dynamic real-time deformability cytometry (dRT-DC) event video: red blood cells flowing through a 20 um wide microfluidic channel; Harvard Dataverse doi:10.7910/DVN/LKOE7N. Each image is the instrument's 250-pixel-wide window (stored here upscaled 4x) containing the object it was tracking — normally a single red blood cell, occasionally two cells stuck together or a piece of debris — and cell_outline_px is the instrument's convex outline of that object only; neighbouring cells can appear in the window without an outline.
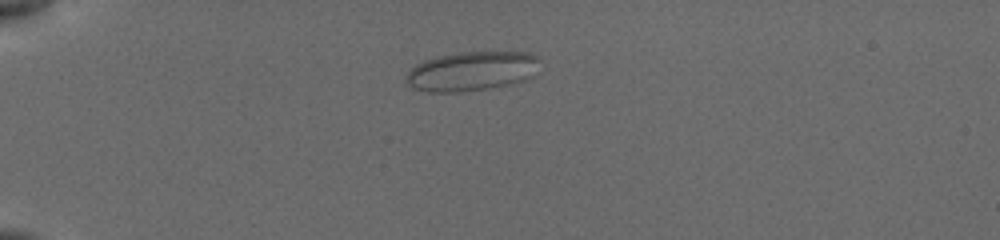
{"species": "common noctule bat (a hibernating species)", "species_latin": "Nyctalus noctula", "temperature_condition": "cold", "stored_images_in_passage": 69, "camera_frame_rate_fps": 3000, "um_per_image_px": 0.085, "animal": {"sex": "female", "body_mass_g": 19.5, "forearm_length_mm": 54.1}, "frame": {"image": 1, "passage_image": 1, "time_ms": 0.0, "image_size_px": [1000, 240], "cell_outline_px": [[532, 60], [524, 76], [516, 80], [484, 88], [452, 92], [428, 92], [416, 88], [408, 84], [408, 72], [412, 68], [428, 60], [440, 56], [460, 52], [520, 52], [532, 56]], "centroid_in_image_um": [39.84, 6.04], "position_along_channel_um": 45.2, "area_um2": 27.92}}
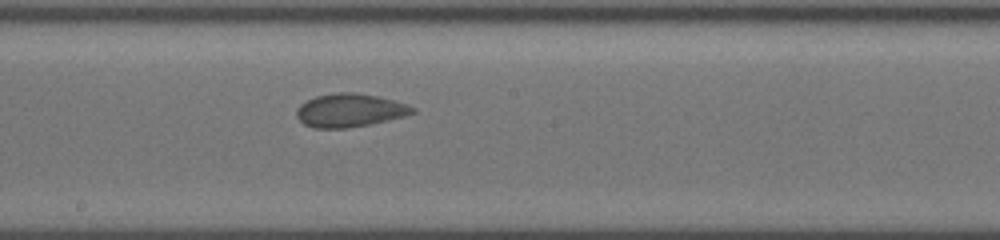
{"frame": {"image": 2, "passage_image": 31, "time_ms": 5.667, "image_size_px": [1000, 240], "cell_outline_px": [[416, 112], [368, 124], [344, 128], [316, 128], [304, 124], [296, 116], [296, 112], [300, 104], [316, 96], [336, 92], [352, 92], [376, 96], [392, 100], [416, 108]], "centroid_in_image_um": [29.67, 9.37], "position_along_channel_um": 218.5, "area_um2": 21.96}}
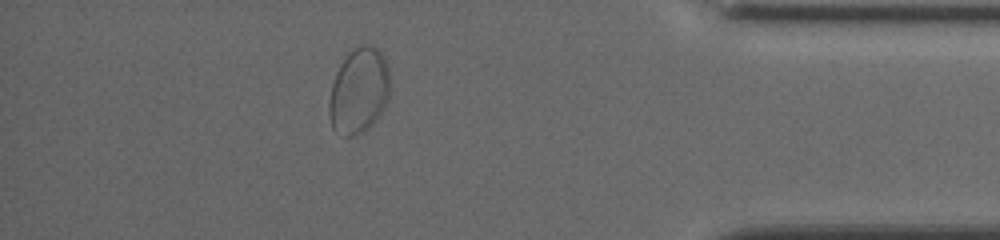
{"frame": {"image": 3, "passage_image": 54, "time_ms": 11.333, "image_size_px": [1000, 240], "cell_outline_px": [[388, 96], [380, 112], [372, 124], [368, 128], [352, 136], [348, 136], [332, 128], [328, 112], [328, 104], [332, 84], [336, 72], [340, 64], [360, 44], [368, 44], [376, 48], [380, 52], [388, 68]], "centroid_in_image_um": [30.47, 7.72], "position_along_channel_um": 404.7, "area_um2": 29.54}}